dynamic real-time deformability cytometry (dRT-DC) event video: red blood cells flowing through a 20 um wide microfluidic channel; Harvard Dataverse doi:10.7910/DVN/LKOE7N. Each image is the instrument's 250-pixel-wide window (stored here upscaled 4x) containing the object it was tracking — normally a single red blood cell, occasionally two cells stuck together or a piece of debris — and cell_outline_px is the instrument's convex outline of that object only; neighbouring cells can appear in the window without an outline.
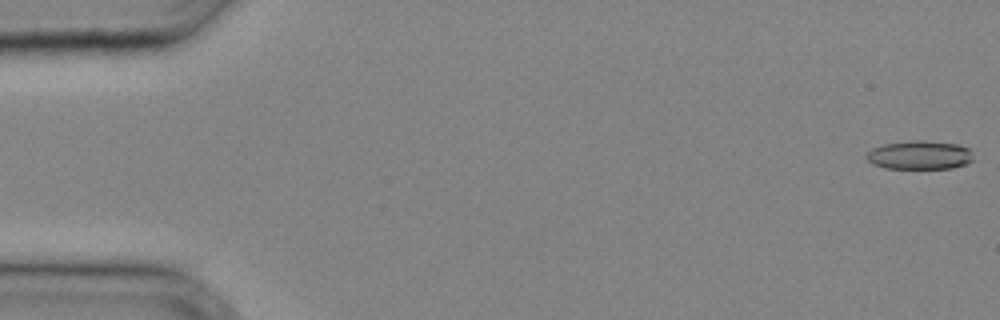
{"species": "common noctule bat (a hibernating species)", "species_latin": "Nyctalus noctula", "temperature_condition": "cold", "stored_images_in_passage": 33, "camera_frame_rate_fps": 3000, "um_per_image_px": 0.085, "animal": {"sex": "male", "body_mass_g": 20.4}, "frame": {"image": 1, "passage_image": 1, "time_ms": 0.0, "image_size_px": [1000, 320], "cell_outline_px": [[976, 160], [968, 164], [952, 168], [884, 168], [872, 164], [864, 156], [872, 148], [884, 144], [912, 140], [924, 140], [956, 144], [968, 148]], "centroid_in_image_um": [78.19, 13.18], "position_along_channel_um": 6.8, "area_um2": 18.03}}
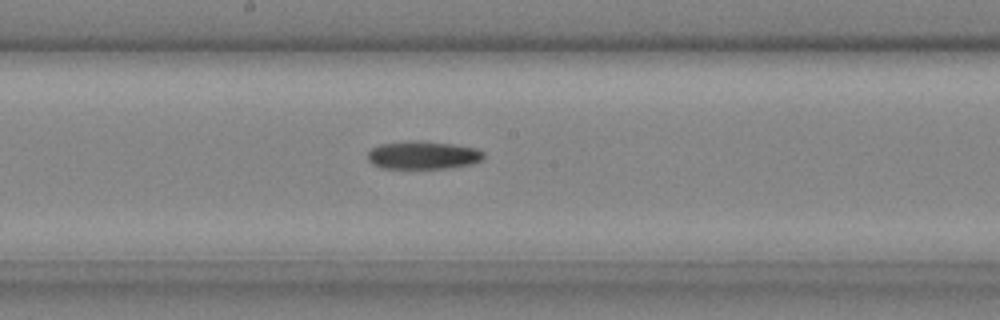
{"frame": {"image": 2, "passage_image": 19, "time_ms": 6.0, "image_size_px": [1000, 320], "cell_outline_px": [[484, 160], [472, 164], [448, 168], [380, 168], [372, 164], [368, 160], [368, 152], [372, 148], [380, 144], [416, 140], [452, 144], [476, 148], [484, 152]], "centroid_in_image_um": [35.97, 13.19], "position_along_channel_um": 212.2, "area_um2": 19.02}}
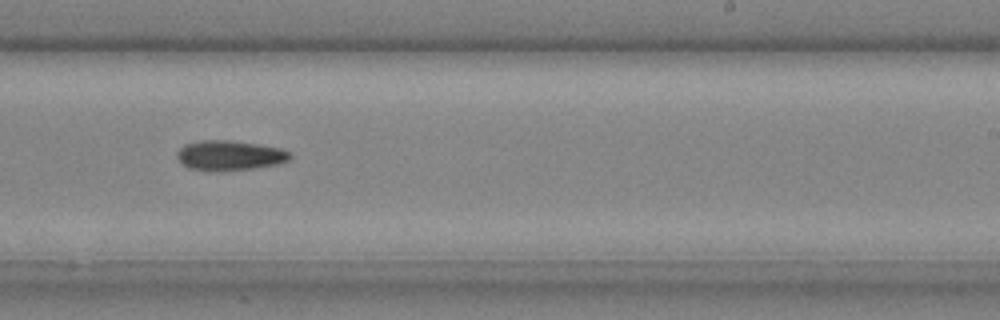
{"frame": {"image": 3, "passage_image": 22, "time_ms": 7.0, "image_size_px": [1000, 320], "cell_outline_px": [[292, 156], [288, 160], [280, 164], [252, 168], [216, 172], [212, 172], [188, 168], [180, 164], [176, 156], [176, 152], [184, 144], [200, 140], [232, 140], [280, 148], [292, 152]], "centroid_in_image_um": [19.48, 13.22], "position_along_channel_um": 269.5, "area_um2": 20.11}}